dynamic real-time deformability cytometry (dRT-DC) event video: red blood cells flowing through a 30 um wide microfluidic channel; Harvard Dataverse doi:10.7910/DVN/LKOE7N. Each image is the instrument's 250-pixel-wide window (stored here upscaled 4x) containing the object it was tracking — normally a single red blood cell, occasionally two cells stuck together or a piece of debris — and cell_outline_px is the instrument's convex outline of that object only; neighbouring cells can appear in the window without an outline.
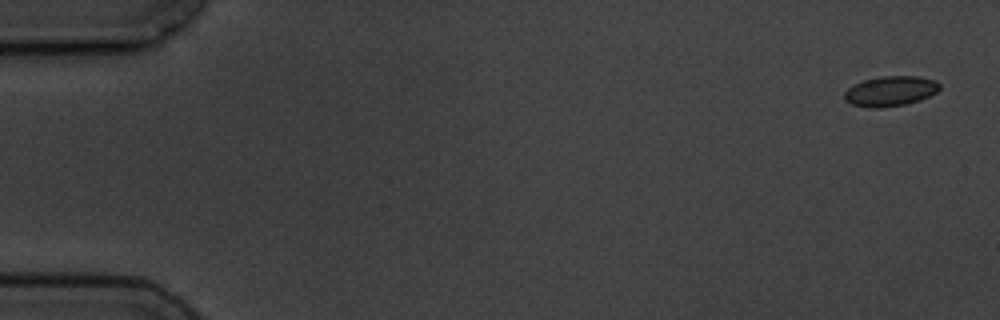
{"species": "common noctule bat (a hibernating species)", "species_latin": "Nyctalus noctula", "temperature_condition": "cold", "stored_images_in_passage": 5, "camera_frame_rate_fps": 3000, "um_per_image_px": 0.085, "animal": {"sex": "male", "body_mass_g": 19.5, "forearm_length_mm": 54.6}, "frame": {"image": 1, "passage_image": 1, "time_ms": 0.0, "image_size_px": [1000, 320], "cell_outline_px": [[940, 88], [936, 92], [920, 100], [904, 104], [880, 108], [868, 108], [852, 104], [844, 100], [844, 92], [848, 88], [864, 80], [884, 76], [916, 76], [936, 80], [940, 84]], "centroid_in_image_um": [75.68, 7.75], "position_along_channel_um": 9.3, "area_um2": 16.59}}